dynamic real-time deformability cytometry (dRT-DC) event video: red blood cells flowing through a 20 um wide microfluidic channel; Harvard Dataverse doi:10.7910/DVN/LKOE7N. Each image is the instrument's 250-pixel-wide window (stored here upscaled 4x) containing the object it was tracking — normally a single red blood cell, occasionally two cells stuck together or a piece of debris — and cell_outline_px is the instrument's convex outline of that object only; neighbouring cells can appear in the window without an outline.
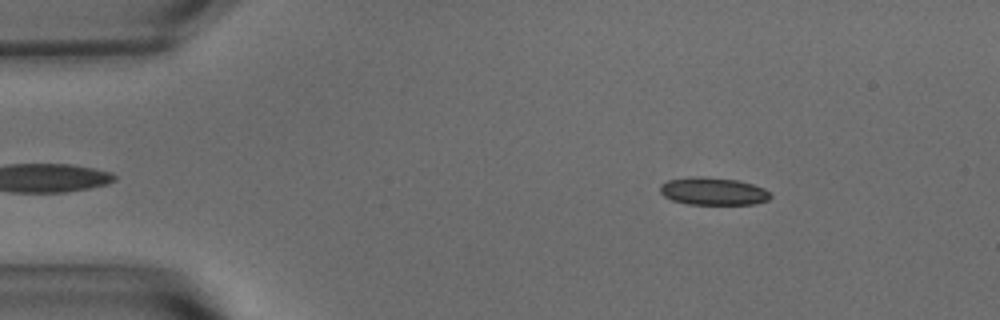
{"species": "common noctule bat (a hibernating species)", "species_latin": "Nyctalus noctula", "temperature_condition": "warm", "stored_images_in_passage": 55, "camera_frame_rate_fps": 3000, "um_per_image_px": 0.085, "animal": {"sex": "male", "body_mass_g": 15.6}, "frame": {"image": 1, "passage_image": 8, "time_ms": 2.333, "image_size_px": [1000, 320], "cell_outline_px": [[772, 196], [768, 200], [756, 204], [688, 204], [672, 200], [664, 196], [660, 192], [660, 184], [668, 180], [696, 176], [700, 176], [740, 180], [764, 188]], "centroid_in_image_um": [60.62, 16.25], "position_along_channel_um": 24.4, "area_um2": 17.8}}
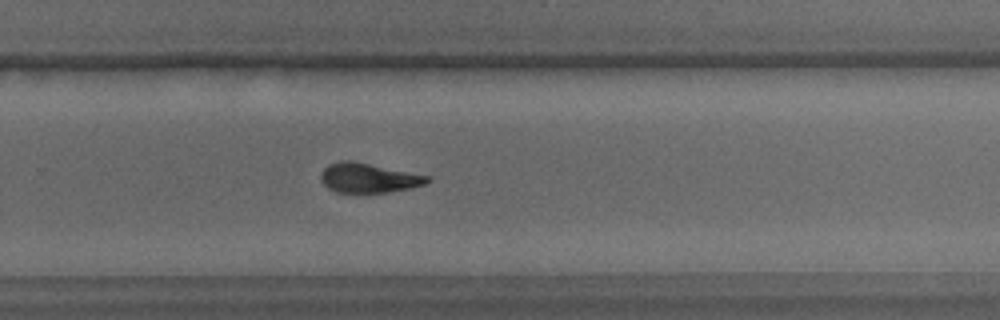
{"frame": {"image": 2, "passage_image": 36, "time_ms": 11.667, "image_size_px": [1000, 320], "cell_outline_px": [[432, 180], [424, 184], [408, 188], [388, 192], [336, 192], [328, 188], [320, 180], [320, 176], [324, 168], [328, 164], [340, 160], [352, 160], [432, 176]], "centroid_in_image_um": [31.33, 15.1], "position_along_channel_um": 298.5, "area_um2": 18.44}}
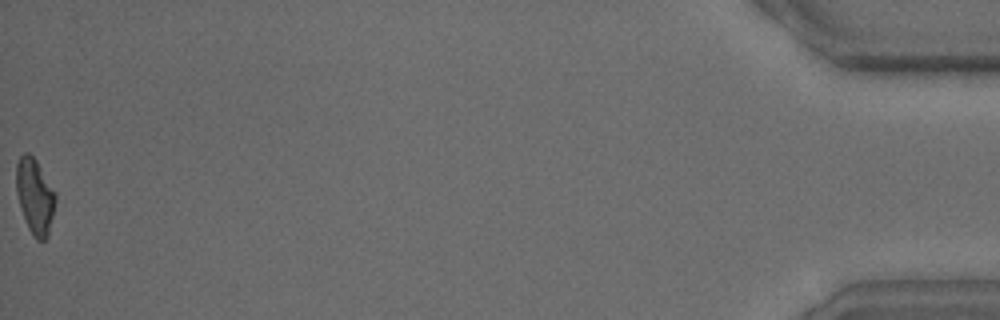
{"frame": {"image": 3, "passage_image": 55, "time_ms": 18.0, "image_size_px": [1000, 320], "cell_outline_px": [[56, 200], [48, 236], [44, 240], [36, 240], [28, 228], [16, 192], [16, 164], [20, 156], [24, 152], [28, 152], [36, 160], [56, 192]], "centroid_in_image_um": [2.97, 16.66], "position_along_channel_um": 432.2, "area_um2": 17.17}, "authors_computed_cell_mechanics": {"area_um2": 18.5538, "velocity_mm_per_s": 3.6786, "shape_relaxation_time_tau1_ms": 4.1402, "shape_relaxation_time_tau2_ms": 3.6292, "deformation_change_tau1": 0.1682, "deformation_change_tau2": 0.1202}}